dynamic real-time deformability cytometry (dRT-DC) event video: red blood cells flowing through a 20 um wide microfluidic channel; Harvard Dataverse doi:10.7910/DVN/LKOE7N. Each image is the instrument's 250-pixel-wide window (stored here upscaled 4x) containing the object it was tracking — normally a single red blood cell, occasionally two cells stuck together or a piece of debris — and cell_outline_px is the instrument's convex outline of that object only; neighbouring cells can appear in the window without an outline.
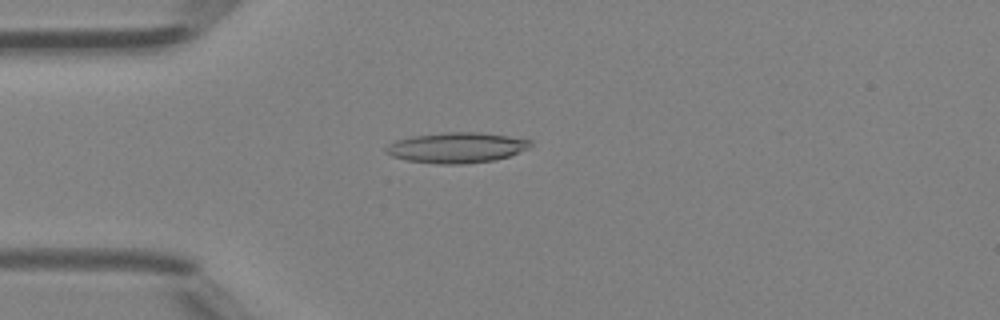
{"species": "Egyptian fruit bat (a non-hibernating species)", "species_latin": "Rousettus aegyptiacus", "temperature_condition": "room temperature", "stored_images_in_passage": 47, "camera_frame_rate_fps": 3000, "um_per_image_px": 0.085, "animal": {"sex": "female"}, "frame": {"image": 1, "passage_image": 12, "time_ms": 3.667, "image_size_px": [1000, 320], "cell_outline_px": [[532, 144], [528, 148], [508, 156], [496, 160], [464, 164], [436, 164], [404, 160], [392, 156], [384, 152], [384, 148], [388, 144], [396, 140], [412, 136], [448, 132], [480, 132], [508, 136], [532, 140]], "centroid_in_image_um": [38.78, 12.55], "position_along_channel_um": 46.2, "area_um2": 25.78}}
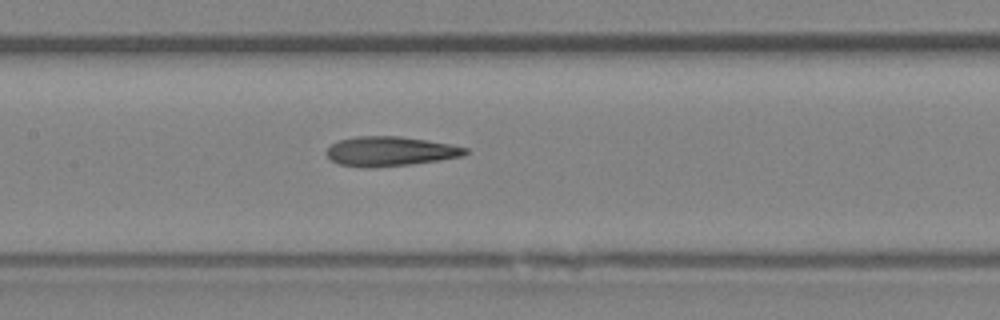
{"frame": {"image": 2, "passage_image": 22, "time_ms": 7.0, "image_size_px": [1000, 320], "cell_outline_px": [[468, 152], [464, 156], [440, 160], [412, 164], [376, 168], [364, 168], [340, 164], [332, 160], [324, 152], [332, 144], [340, 140], [356, 136], [400, 136], [448, 144], [468, 148]], "centroid_in_image_um": [33.15, 12.87], "position_along_channel_um": 174.2, "area_um2": 23.93}}
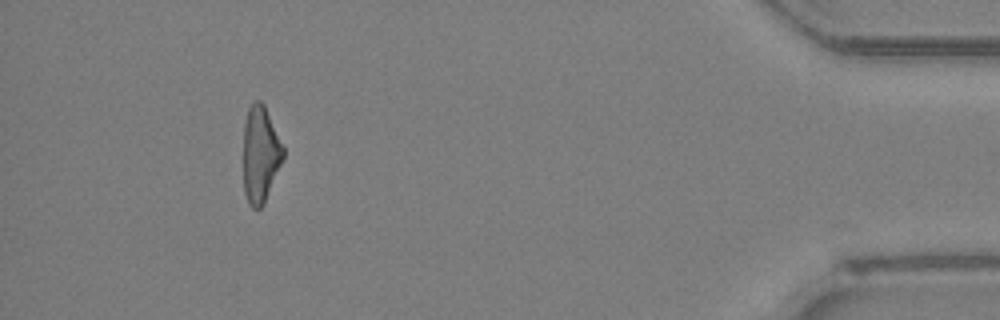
{"frame": {"image": 3, "passage_image": 43, "time_ms": 14.0, "image_size_px": [1000, 320], "cell_outline_px": [[284, 156], [264, 204], [260, 208], [252, 208], [248, 204], [244, 192], [244, 124], [248, 108], [256, 100], [260, 100], [264, 104], [284, 148]], "centroid_in_image_um": [22.13, 13.13], "position_along_channel_um": 413.1, "area_um2": 22.25}, "authors_computed_cell_mechanics": {"area_um2": 23.7558, "velocity_mm_per_s": 4.3321, "shape_relaxation_time_tau1_ms": null, "shape_relaxation_time_tau2_ms": 3.2817, "deformation_change_tau1": null, "deformation_change_tau2": 0.1571}}